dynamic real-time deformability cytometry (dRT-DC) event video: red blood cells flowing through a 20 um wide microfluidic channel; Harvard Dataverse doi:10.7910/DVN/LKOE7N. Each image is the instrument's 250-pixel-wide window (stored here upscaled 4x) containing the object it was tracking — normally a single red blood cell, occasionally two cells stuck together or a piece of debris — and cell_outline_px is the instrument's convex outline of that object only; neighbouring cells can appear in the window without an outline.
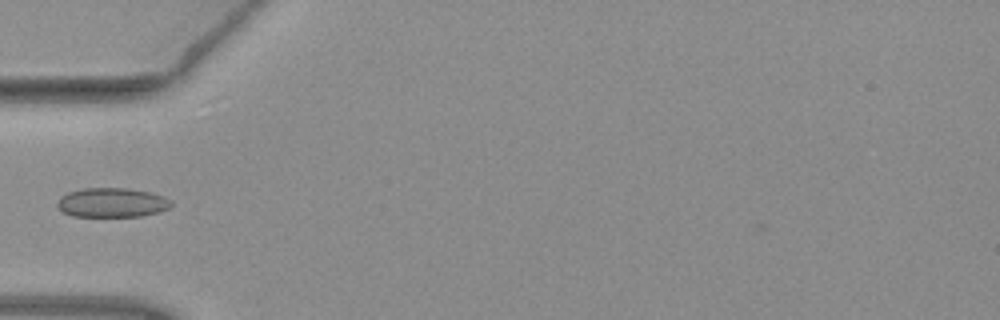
{"species": "common noctule bat (a hibernating species)", "species_latin": "Nyctalus noctula", "temperature_condition": "warm", "stored_images_in_passage": 5, "camera_frame_rate_fps": 3000, "um_per_image_px": 0.085, "animal": {"sex": "female", "body_mass_g": 19.3, "forearm_length_mm": 54.1}, "frame": {"image": 1, "passage_image": 4, "time_ms": 1.0, "image_size_px": [1000, 320], "cell_outline_px": [[172, 204], [168, 208], [160, 212], [140, 216], [72, 216], [64, 212], [56, 204], [60, 196], [68, 192], [84, 188], [128, 188], [148, 192], [164, 196], [172, 200]], "centroid_in_image_um": [9.53, 17.21], "position_along_channel_um": 75.5, "area_um2": 19.48}}
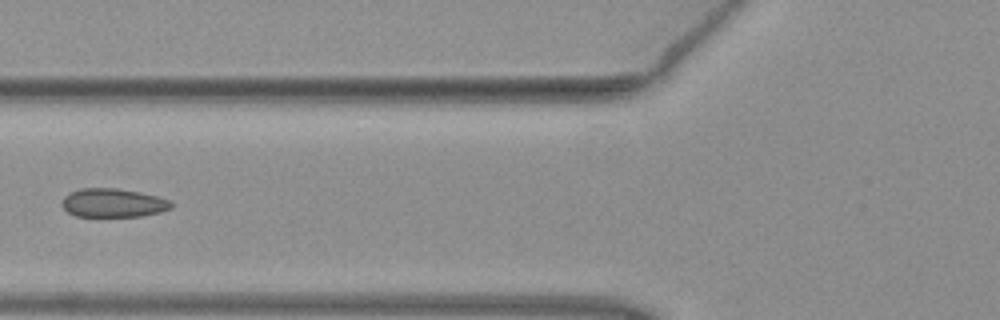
{"frame": {"image": 2, "passage_image": 5, "time_ms": 1.333, "image_size_px": [1000, 320], "cell_outline_px": [[172, 208], [160, 212], [140, 216], [76, 216], [68, 212], [60, 204], [64, 196], [80, 188], [116, 188], [156, 196], [172, 200]], "centroid_in_image_um": [9.61, 17.25], "position_along_channel_um": 116.2, "area_um2": 18.15}}